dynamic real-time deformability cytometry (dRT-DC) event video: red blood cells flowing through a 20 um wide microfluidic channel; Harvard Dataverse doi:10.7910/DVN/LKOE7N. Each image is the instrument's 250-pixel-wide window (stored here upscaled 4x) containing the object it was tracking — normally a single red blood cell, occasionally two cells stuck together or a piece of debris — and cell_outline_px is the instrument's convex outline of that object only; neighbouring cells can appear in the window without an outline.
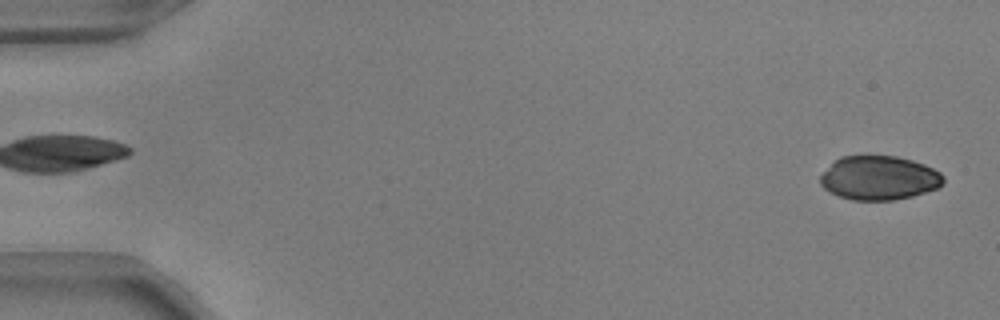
{"species": "common noctule bat (a hibernating species)", "species_latin": "Nyctalus noctula", "temperature_condition": "warm", "stored_images_in_passage": 51, "camera_frame_rate_fps": 3000, "um_per_image_px": 0.085, "animal": {"sex": "male", "body_mass_g": 17.9, "forearm_length_mm": 54.2}, "frame": {"image": 1, "passage_image": 1, "time_ms": 0.0, "image_size_px": [1000, 320], "cell_outline_px": [[944, 184], [936, 188], [912, 196], [892, 200], [852, 200], [828, 192], [820, 184], [820, 176], [840, 156], [896, 156], [912, 160], [924, 164], [940, 172], [944, 176]], "centroid_in_image_um": [74.73, 15.13], "position_along_channel_um": 10.3, "area_um2": 31.44}}